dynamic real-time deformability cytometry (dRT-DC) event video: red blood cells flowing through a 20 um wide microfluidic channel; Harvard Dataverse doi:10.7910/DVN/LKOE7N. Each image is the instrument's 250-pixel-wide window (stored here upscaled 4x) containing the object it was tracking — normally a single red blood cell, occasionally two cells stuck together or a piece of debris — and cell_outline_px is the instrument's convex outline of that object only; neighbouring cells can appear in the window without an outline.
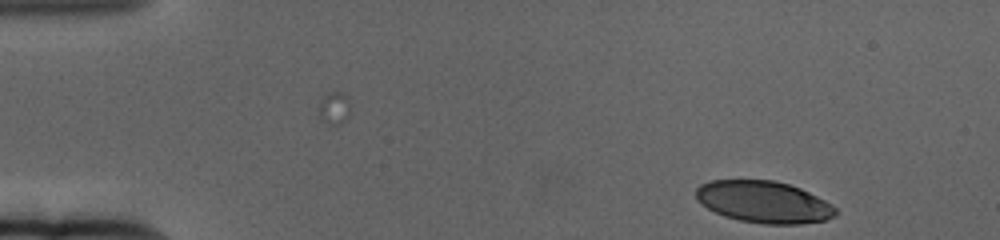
{"species": "human", "species_latin": "Homo sapiens", "temperature_condition": "cold", "stored_images_in_passage": 7, "camera_frame_rate_fps": 3000, "um_per_image_px": 0.085, "donor": {"sex": "female"}, "frame": {"image": 1, "passage_image": 7, "time_ms": 2.0, "image_size_px": [1000, 240], "cell_outline_px": [[836, 216], [824, 220], [800, 224], [764, 224], [740, 220], [724, 216], [708, 208], [696, 200], [696, 188], [700, 184], [712, 180], [776, 180], [800, 188], [832, 204], [836, 208]], "centroid_in_image_um": [64.91, 17.16], "position_along_channel_um": 20.1, "area_um2": 33.99}}